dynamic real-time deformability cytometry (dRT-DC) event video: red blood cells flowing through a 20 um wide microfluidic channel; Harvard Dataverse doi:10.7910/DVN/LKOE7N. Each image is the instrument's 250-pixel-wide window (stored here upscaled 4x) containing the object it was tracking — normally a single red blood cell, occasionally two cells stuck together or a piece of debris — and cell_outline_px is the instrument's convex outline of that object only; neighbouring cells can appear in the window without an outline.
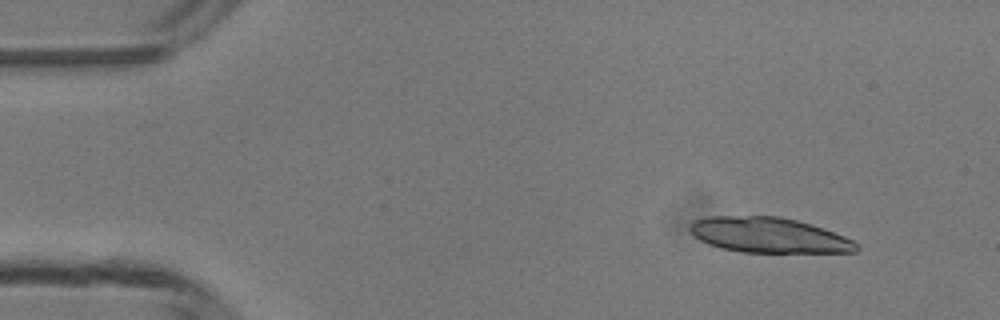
{"species": "common noctule bat (a hibernating species)", "species_latin": "Nyctalus noctula", "temperature_condition": "room temperature", "stored_images_in_passage": 19, "camera_frame_rate_fps": 3000, "um_per_image_px": 0.085, "animal": {"sex": "male", "body_mass_g": 13.3}, "frame": {"image": 1, "passage_image": 1, "time_ms": 0.0, "image_size_px": [1000, 320], "cell_outline_px": [[860, 248], [856, 252], [740, 252], [720, 248], [708, 244], [700, 240], [688, 228], [688, 224], [692, 220], [708, 216], [780, 216], [812, 224], [844, 236], [860, 244]], "centroid_in_image_um": [65.33, 19.98], "position_along_channel_um": 19.7, "area_um2": 34.39}}